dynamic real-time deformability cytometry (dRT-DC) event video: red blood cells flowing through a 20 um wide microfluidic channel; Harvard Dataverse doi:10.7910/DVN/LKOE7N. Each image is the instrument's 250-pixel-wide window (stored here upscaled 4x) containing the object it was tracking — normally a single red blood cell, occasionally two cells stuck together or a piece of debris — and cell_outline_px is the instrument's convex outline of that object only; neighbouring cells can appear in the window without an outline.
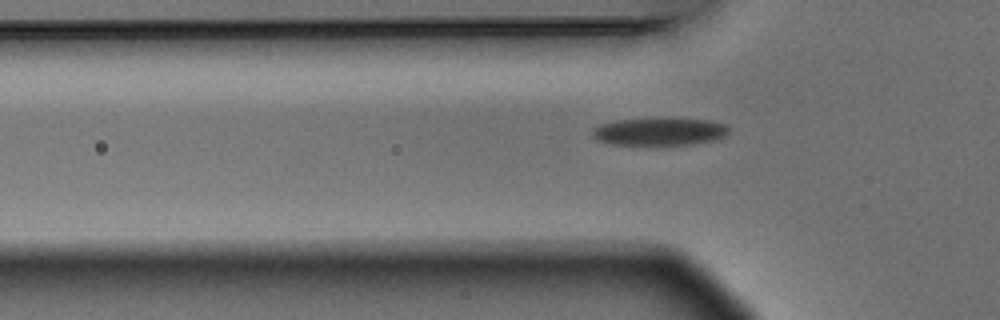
{"species": "Egyptian fruit bat (a non-hibernating species)", "species_latin": "Rousettus aegyptiacus", "temperature_condition": "warm", "stored_images_in_passage": 7, "camera_frame_rate_fps": 3000, "um_per_image_px": 0.085, "animal": {"sex": "male"}, "frame": {"image": 1, "passage_image": 5, "time_ms": 1.333, "image_size_px": [1000, 320], "cell_outline_px": [[728, 132], [724, 136], [716, 140], [692, 144], [608, 144], [596, 140], [592, 136], [592, 128], [600, 124], [616, 120], [656, 116], [664, 116], [708, 120], [724, 124], [728, 128]], "centroid_in_image_um": [56.01, 11.14], "position_along_channel_um": 69.8, "area_um2": 22.72}}
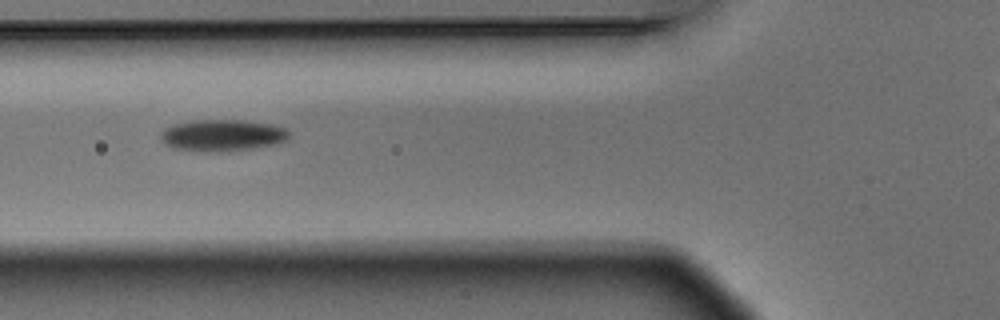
{"frame": {"image": 2, "passage_image": 6, "time_ms": 1.667, "image_size_px": [1000, 320], "cell_outline_px": [[292, 132], [288, 140], [276, 144], [252, 148], [216, 152], [172, 148], [164, 144], [160, 140], [160, 132], [164, 128], [176, 124], [192, 120], [244, 120], [272, 124], [288, 128]], "centroid_in_image_um": [18.94, 11.49], "position_along_channel_um": 106.9, "area_um2": 23.93}}
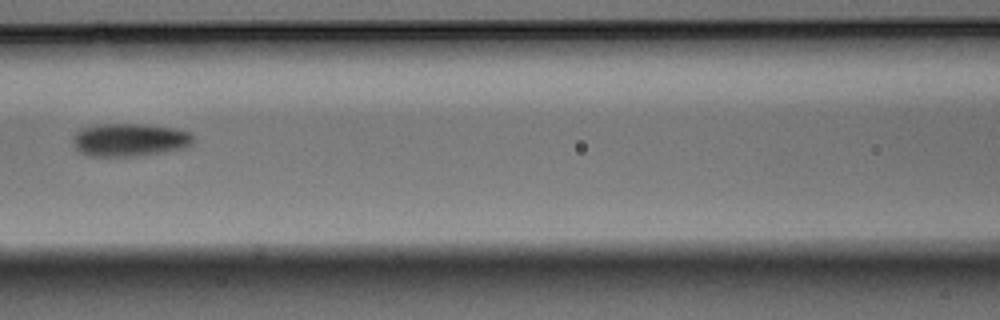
{"frame": {"image": 3, "passage_image": 7, "time_ms": 2.0, "image_size_px": [1000, 320], "cell_outline_px": [[192, 144], [188, 148], [164, 152], [136, 156], [88, 156], [80, 152], [76, 148], [72, 140], [72, 136], [80, 128], [104, 124], [144, 124], [172, 128], [188, 132], [192, 136]], "centroid_in_image_um": [11.0, 11.9], "position_along_channel_um": 155.6, "area_um2": 23.18}}